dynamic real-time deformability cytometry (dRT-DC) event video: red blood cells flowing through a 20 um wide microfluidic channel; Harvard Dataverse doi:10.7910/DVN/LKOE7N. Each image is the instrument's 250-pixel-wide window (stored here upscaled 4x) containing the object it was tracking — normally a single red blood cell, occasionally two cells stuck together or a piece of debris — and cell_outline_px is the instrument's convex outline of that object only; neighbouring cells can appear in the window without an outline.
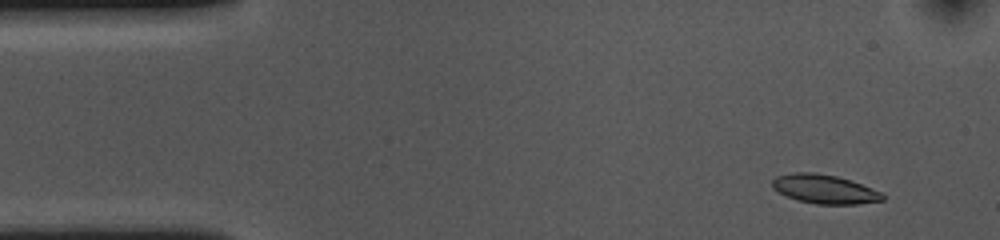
{"species": "common noctule bat (a hibernating species)", "species_latin": "Nyctalus noctula", "temperature_condition": "cold", "stored_images_in_passage": 54, "camera_frame_rate_fps": 3000, "um_per_image_px": 0.085, "animal": {"sex": "female", "body_mass_g": 10.0, "forearm_length_mm": 53.1}, "frame": {"image": 1, "passage_image": 4, "time_ms": 1.0, "image_size_px": [1000, 240], "cell_outline_px": [[884, 200], [860, 204], [816, 204], [800, 200], [788, 196], [772, 188], [772, 180], [776, 176], [792, 172], [812, 172], [836, 176], [852, 180], [872, 188], [880, 192], [884, 196]], "centroid_in_image_um": [70.09, 16.06], "position_along_channel_um": 14.9, "area_um2": 18.55}}
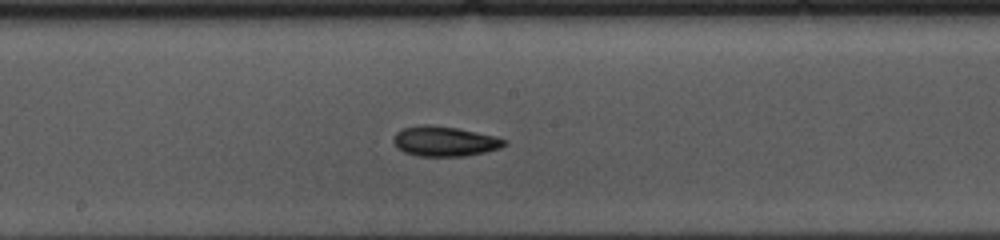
{"frame": {"image": 2, "passage_image": 27, "time_ms": 8.667, "image_size_px": [1000, 240], "cell_outline_px": [[508, 144], [500, 148], [484, 152], [464, 156], [420, 156], [404, 152], [396, 148], [392, 140], [396, 132], [404, 128], [424, 124], [432, 124], [456, 128], [496, 136], [508, 140]], "centroid_in_image_um": [37.79, 12.01], "position_along_channel_um": 210.4, "area_um2": 19.48}}
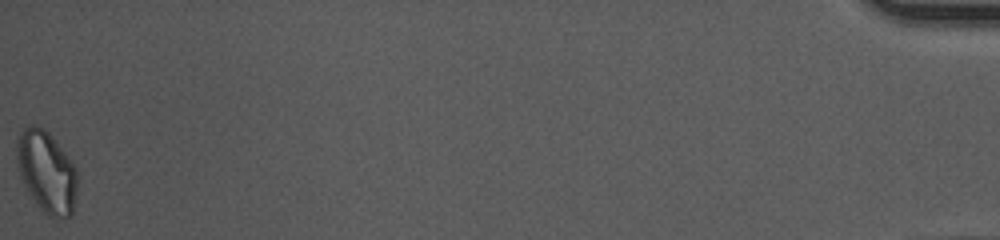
{"frame": {"image": 3, "passage_image": 54, "time_ms": 17.667, "image_size_px": [1000, 240], "cell_outline_px": [[76, 192], [72, 216], [60, 220], [48, 216], [40, 208], [28, 192], [20, 176], [16, 156], [16, 140], [20, 132], [24, 128], [32, 124], [44, 128], [48, 132], [64, 152], [76, 168]], "centroid_in_image_um": [3.95, 14.63], "position_along_channel_um": 431.3, "area_um2": 28.78}, "authors_computed_cell_mechanics": {"area_um2": 19.0451, "velocity_mm_per_s": 3.6233, "shape_relaxation_time_tau1_ms": 3.786, "shape_relaxation_time_tau2_ms": 7.7748, "deformation_change_tau1": 0.1209, "deformation_change_tau2": 0.135}}